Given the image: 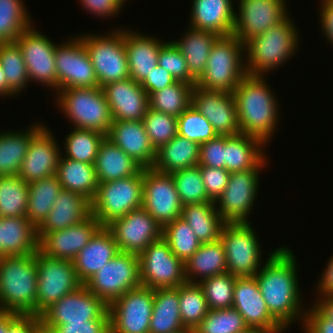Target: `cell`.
<instances>
[{"instance_id": "6da1fadb", "label": "cell", "mask_w": 333, "mask_h": 333, "mask_svg": "<svg viewBox=\"0 0 333 333\" xmlns=\"http://www.w3.org/2000/svg\"><path fill=\"white\" fill-rule=\"evenodd\" d=\"M265 264L255 274L262 297L271 316L286 330L293 322H304L306 308L302 307L293 251L286 246L271 251Z\"/></svg>"}, {"instance_id": "7a4b0ae2", "label": "cell", "mask_w": 333, "mask_h": 333, "mask_svg": "<svg viewBox=\"0 0 333 333\" xmlns=\"http://www.w3.org/2000/svg\"><path fill=\"white\" fill-rule=\"evenodd\" d=\"M265 80V76L247 74L233 94L240 133L255 136L267 145L279 124V104Z\"/></svg>"}, {"instance_id": "3957f363", "label": "cell", "mask_w": 333, "mask_h": 333, "mask_svg": "<svg viewBox=\"0 0 333 333\" xmlns=\"http://www.w3.org/2000/svg\"><path fill=\"white\" fill-rule=\"evenodd\" d=\"M37 283L36 253L0 257V310L37 316Z\"/></svg>"}, {"instance_id": "277c9868", "label": "cell", "mask_w": 333, "mask_h": 333, "mask_svg": "<svg viewBox=\"0 0 333 333\" xmlns=\"http://www.w3.org/2000/svg\"><path fill=\"white\" fill-rule=\"evenodd\" d=\"M291 19L288 15L266 32L244 43L245 66L249 75L265 76L285 64L299 49L298 28Z\"/></svg>"}, {"instance_id": "5b68a950", "label": "cell", "mask_w": 333, "mask_h": 333, "mask_svg": "<svg viewBox=\"0 0 333 333\" xmlns=\"http://www.w3.org/2000/svg\"><path fill=\"white\" fill-rule=\"evenodd\" d=\"M244 56V43L236 36H220L212 46L204 73L195 86L233 93L248 74Z\"/></svg>"}, {"instance_id": "8992f818", "label": "cell", "mask_w": 333, "mask_h": 333, "mask_svg": "<svg viewBox=\"0 0 333 333\" xmlns=\"http://www.w3.org/2000/svg\"><path fill=\"white\" fill-rule=\"evenodd\" d=\"M58 109L74 128L109 133L113 123L110 107L101 87H74L56 92Z\"/></svg>"}, {"instance_id": "52a82bcc", "label": "cell", "mask_w": 333, "mask_h": 333, "mask_svg": "<svg viewBox=\"0 0 333 333\" xmlns=\"http://www.w3.org/2000/svg\"><path fill=\"white\" fill-rule=\"evenodd\" d=\"M118 29L108 35L88 33L78 36L87 50L101 88L111 82L130 78L125 29Z\"/></svg>"}, {"instance_id": "ba28073f", "label": "cell", "mask_w": 333, "mask_h": 333, "mask_svg": "<svg viewBox=\"0 0 333 333\" xmlns=\"http://www.w3.org/2000/svg\"><path fill=\"white\" fill-rule=\"evenodd\" d=\"M143 169L127 178L98 183L97 193L91 202V214L102 226L142 208Z\"/></svg>"}, {"instance_id": "9c48e42d", "label": "cell", "mask_w": 333, "mask_h": 333, "mask_svg": "<svg viewBox=\"0 0 333 333\" xmlns=\"http://www.w3.org/2000/svg\"><path fill=\"white\" fill-rule=\"evenodd\" d=\"M251 223L225 224L220 241L226 254L227 272L236 277L255 276L265 264L262 248ZM263 262V263H262Z\"/></svg>"}, {"instance_id": "30bf717a", "label": "cell", "mask_w": 333, "mask_h": 333, "mask_svg": "<svg viewBox=\"0 0 333 333\" xmlns=\"http://www.w3.org/2000/svg\"><path fill=\"white\" fill-rule=\"evenodd\" d=\"M84 285L109 306L128 290L141 286L138 255L119 252Z\"/></svg>"}, {"instance_id": "8fae6325", "label": "cell", "mask_w": 333, "mask_h": 333, "mask_svg": "<svg viewBox=\"0 0 333 333\" xmlns=\"http://www.w3.org/2000/svg\"><path fill=\"white\" fill-rule=\"evenodd\" d=\"M37 316L52 304L83 285L76 274L73 261L57 259L36 252Z\"/></svg>"}, {"instance_id": "7c38bea8", "label": "cell", "mask_w": 333, "mask_h": 333, "mask_svg": "<svg viewBox=\"0 0 333 333\" xmlns=\"http://www.w3.org/2000/svg\"><path fill=\"white\" fill-rule=\"evenodd\" d=\"M138 257L142 286L166 289L187 282L184 262L173 254L163 238L152 242Z\"/></svg>"}, {"instance_id": "4fadbf2b", "label": "cell", "mask_w": 333, "mask_h": 333, "mask_svg": "<svg viewBox=\"0 0 333 333\" xmlns=\"http://www.w3.org/2000/svg\"><path fill=\"white\" fill-rule=\"evenodd\" d=\"M42 333H49L55 326L66 322H85L110 318L109 306L83 284L52 304L40 316Z\"/></svg>"}, {"instance_id": "5bb4252c", "label": "cell", "mask_w": 333, "mask_h": 333, "mask_svg": "<svg viewBox=\"0 0 333 333\" xmlns=\"http://www.w3.org/2000/svg\"><path fill=\"white\" fill-rule=\"evenodd\" d=\"M262 169L230 173L226 188L215 202L216 210L226 224L251 223L248 218L258 195Z\"/></svg>"}, {"instance_id": "9a60e30c", "label": "cell", "mask_w": 333, "mask_h": 333, "mask_svg": "<svg viewBox=\"0 0 333 333\" xmlns=\"http://www.w3.org/2000/svg\"><path fill=\"white\" fill-rule=\"evenodd\" d=\"M154 289L128 290L109 305L110 333H149Z\"/></svg>"}, {"instance_id": "2e32d148", "label": "cell", "mask_w": 333, "mask_h": 333, "mask_svg": "<svg viewBox=\"0 0 333 333\" xmlns=\"http://www.w3.org/2000/svg\"><path fill=\"white\" fill-rule=\"evenodd\" d=\"M182 207L172 175L143 168L142 208L162 228L182 215Z\"/></svg>"}, {"instance_id": "e0dca14e", "label": "cell", "mask_w": 333, "mask_h": 333, "mask_svg": "<svg viewBox=\"0 0 333 333\" xmlns=\"http://www.w3.org/2000/svg\"><path fill=\"white\" fill-rule=\"evenodd\" d=\"M26 64L29 82L47 85L58 91L55 67V42L34 29V24L25 30L15 41ZM56 89V90H55Z\"/></svg>"}, {"instance_id": "ac0fdd59", "label": "cell", "mask_w": 333, "mask_h": 333, "mask_svg": "<svg viewBox=\"0 0 333 333\" xmlns=\"http://www.w3.org/2000/svg\"><path fill=\"white\" fill-rule=\"evenodd\" d=\"M68 40L57 44L55 49L58 90L100 87L81 39L75 36Z\"/></svg>"}, {"instance_id": "d6986e66", "label": "cell", "mask_w": 333, "mask_h": 333, "mask_svg": "<svg viewBox=\"0 0 333 333\" xmlns=\"http://www.w3.org/2000/svg\"><path fill=\"white\" fill-rule=\"evenodd\" d=\"M120 252L139 255L147 246L162 238L163 228L143 208L130 211L106 226Z\"/></svg>"}, {"instance_id": "ffe728a7", "label": "cell", "mask_w": 333, "mask_h": 333, "mask_svg": "<svg viewBox=\"0 0 333 333\" xmlns=\"http://www.w3.org/2000/svg\"><path fill=\"white\" fill-rule=\"evenodd\" d=\"M238 5L232 34L242 43L266 32L289 14L286 0H239Z\"/></svg>"}, {"instance_id": "44dd1931", "label": "cell", "mask_w": 333, "mask_h": 333, "mask_svg": "<svg viewBox=\"0 0 333 333\" xmlns=\"http://www.w3.org/2000/svg\"><path fill=\"white\" fill-rule=\"evenodd\" d=\"M191 105L206 117L218 135L240 134L233 93L194 86L191 92Z\"/></svg>"}, {"instance_id": "7402d4cb", "label": "cell", "mask_w": 333, "mask_h": 333, "mask_svg": "<svg viewBox=\"0 0 333 333\" xmlns=\"http://www.w3.org/2000/svg\"><path fill=\"white\" fill-rule=\"evenodd\" d=\"M55 139L52 131L44 125L32 137L17 176L30 184L55 175L60 156L63 154Z\"/></svg>"}, {"instance_id": "603a6c76", "label": "cell", "mask_w": 333, "mask_h": 333, "mask_svg": "<svg viewBox=\"0 0 333 333\" xmlns=\"http://www.w3.org/2000/svg\"><path fill=\"white\" fill-rule=\"evenodd\" d=\"M233 308L249 328L283 333L285 329L271 316L255 276L236 277Z\"/></svg>"}, {"instance_id": "cb8c5ba5", "label": "cell", "mask_w": 333, "mask_h": 333, "mask_svg": "<svg viewBox=\"0 0 333 333\" xmlns=\"http://www.w3.org/2000/svg\"><path fill=\"white\" fill-rule=\"evenodd\" d=\"M101 227L91 214L79 224L44 234L38 241V250L52 258L73 261Z\"/></svg>"}, {"instance_id": "d4e9b609", "label": "cell", "mask_w": 333, "mask_h": 333, "mask_svg": "<svg viewBox=\"0 0 333 333\" xmlns=\"http://www.w3.org/2000/svg\"><path fill=\"white\" fill-rule=\"evenodd\" d=\"M113 121L143 120L149 109L148 94L131 78L111 82L102 87Z\"/></svg>"}, {"instance_id": "484cf974", "label": "cell", "mask_w": 333, "mask_h": 333, "mask_svg": "<svg viewBox=\"0 0 333 333\" xmlns=\"http://www.w3.org/2000/svg\"><path fill=\"white\" fill-rule=\"evenodd\" d=\"M143 168H152L156 150L146 133L143 120L113 121L106 136Z\"/></svg>"}, {"instance_id": "4316f807", "label": "cell", "mask_w": 333, "mask_h": 333, "mask_svg": "<svg viewBox=\"0 0 333 333\" xmlns=\"http://www.w3.org/2000/svg\"><path fill=\"white\" fill-rule=\"evenodd\" d=\"M119 252L113 234L102 226L73 260L79 281L85 284Z\"/></svg>"}, {"instance_id": "83f0119b", "label": "cell", "mask_w": 333, "mask_h": 333, "mask_svg": "<svg viewBox=\"0 0 333 333\" xmlns=\"http://www.w3.org/2000/svg\"><path fill=\"white\" fill-rule=\"evenodd\" d=\"M91 215V202L70 190H61L44 222L37 228L38 240L47 233L79 224Z\"/></svg>"}, {"instance_id": "f1b7e54d", "label": "cell", "mask_w": 333, "mask_h": 333, "mask_svg": "<svg viewBox=\"0 0 333 333\" xmlns=\"http://www.w3.org/2000/svg\"><path fill=\"white\" fill-rule=\"evenodd\" d=\"M192 3L190 28L219 36L232 35L236 13L232 0H193Z\"/></svg>"}, {"instance_id": "f546056e", "label": "cell", "mask_w": 333, "mask_h": 333, "mask_svg": "<svg viewBox=\"0 0 333 333\" xmlns=\"http://www.w3.org/2000/svg\"><path fill=\"white\" fill-rule=\"evenodd\" d=\"M134 31L125 29V49L130 78L141 83L158 65V55L165 41Z\"/></svg>"}, {"instance_id": "4dcf8cb0", "label": "cell", "mask_w": 333, "mask_h": 333, "mask_svg": "<svg viewBox=\"0 0 333 333\" xmlns=\"http://www.w3.org/2000/svg\"><path fill=\"white\" fill-rule=\"evenodd\" d=\"M265 146L267 145L255 136L242 133L225 135V169L232 173L263 168L267 162L265 151H262Z\"/></svg>"}, {"instance_id": "1f68e13d", "label": "cell", "mask_w": 333, "mask_h": 333, "mask_svg": "<svg viewBox=\"0 0 333 333\" xmlns=\"http://www.w3.org/2000/svg\"><path fill=\"white\" fill-rule=\"evenodd\" d=\"M94 167L98 183L134 176L143 169L107 137L100 144Z\"/></svg>"}, {"instance_id": "d6a6232c", "label": "cell", "mask_w": 333, "mask_h": 333, "mask_svg": "<svg viewBox=\"0 0 333 333\" xmlns=\"http://www.w3.org/2000/svg\"><path fill=\"white\" fill-rule=\"evenodd\" d=\"M37 228L27 217L1 218V257L38 251Z\"/></svg>"}, {"instance_id": "836d02e7", "label": "cell", "mask_w": 333, "mask_h": 333, "mask_svg": "<svg viewBox=\"0 0 333 333\" xmlns=\"http://www.w3.org/2000/svg\"><path fill=\"white\" fill-rule=\"evenodd\" d=\"M184 266L188 283H199L206 278L227 273L226 254L220 239L201 243Z\"/></svg>"}, {"instance_id": "e575fe53", "label": "cell", "mask_w": 333, "mask_h": 333, "mask_svg": "<svg viewBox=\"0 0 333 333\" xmlns=\"http://www.w3.org/2000/svg\"><path fill=\"white\" fill-rule=\"evenodd\" d=\"M199 153V144L177 134L170 142L156 150L152 168L162 173H172L195 167L198 165Z\"/></svg>"}, {"instance_id": "d590c367", "label": "cell", "mask_w": 333, "mask_h": 333, "mask_svg": "<svg viewBox=\"0 0 333 333\" xmlns=\"http://www.w3.org/2000/svg\"><path fill=\"white\" fill-rule=\"evenodd\" d=\"M185 32L182 38L172 41L185 57L190 75L197 81L204 73L212 46L220 36L190 27Z\"/></svg>"}, {"instance_id": "8d00e7d4", "label": "cell", "mask_w": 333, "mask_h": 333, "mask_svg": "<svg viewBox=\"0 0 333 333\" xmlns=\"http://www.w3.org/2000/svg\"><path fill=\"white\" fill-rule=\"evenodd\" d=\"M56 175L63 189L80 194L92 202L98 188L93 164L74 161L61 154Z\"/></svg>"}, {"instance_id": "74e56055", "label": "cell", "mask_w": 333, "mask_h": 333, "mask_svg": "<svg viewBox=\"0 0 333 333\" xmlns=\"http://www.w3.org/2000/svg\"><path fill=\"white\" fill-rule=\"evenodd\" d=\"M43 126L36 123L24 131H0V176L18 175L32 137Z\"/></svg>"}, {"instance_id": "f35d334b", "label": "cell", "mask_w": 333, "mask_h": 333, "mask_svg": "<svg viewBox=\"0 0 333 333\" xmlns=\"http://www.w3.org/2000/svg\"><path fill=\"white\" fill-rule=\"evenodd\" d=\"M181 217L189 224L200 243L220 239L221 230L226 224L216 210L215 202L184 205Z\"/></svg>"}, {"instance_id": "ab89813d", "label": "cell", "mask_w": 333, "mask_h": 333, "mask_svg": "<svg viewBox=\"0 0 333 333\" xmlns=\"http://www.w3.org/2000/svg\"><path fill=\"white\" fill-rule=\"evenodd\" d=\"M182 329L178 287L154 289L149 333H172Z\"/></svg>"}, {"instance_id": "60d3db41", "label": "cell", "mask_w": 333, "mask_h": 333, "mask_svg": "<svg viewBox=\"0 0 333 333\" xmlns=\"http://www.w3.org/2000/svg\"><path fill=\"white\" fill-rule=\"evenodd\" d=\"M29 198L26 217L38 228L51 211L62 187L57 175L28 184Z\"/></svg>"}, {"instance_id": "b9f144b4", "label": "cell", "mask_w": 333, "mask_h": 333, "mask_svg": "<svg viewBox=\"0 0 333 333\" xmlns=\"http://www.w3.org/2000/svg\"><path fill=\"white\" fill-rule=\"evenodd\" d=\"M28 184L19 176H0V217H26Z\"/></svg>"}, {"instance_id": "7bdbcfd3", "label": "cell", "mask_w": 333, "mask_h": 333, "mask_svg": "<svg viewBox=\"0 0 333 333\" xmlns=\"http://www.w3.org/2000/svg\"><path fill=\"white\" fill-rule=\"evenodd\" d=\"M193 87L191 84L176 81L163 90L148 94L149 108L178 117L191 105Z\"/></svg>"}, {"instance_id": "ee69618b", "label": "cell", "mask_w": 333, "mask_h": 333, "mask_svg": "<svg viewBox=\"0 0 333 333\" xmlns=\"http://www.w3.org/2000/svg\"><path fill=\"white\" fill-rule=\"evenodd\" d=\"M23 0H0V43L15 42L33 25Z\"/></svg>"}, {"instance_id": "f6af8a7d", "label": "cell", "mask_w": 333, "mask_h": 333, "mask_svg": "<svg viewBox=\"0 0 333 333\" xmlns=\"http://www.w3.org/2000/svg\"><path fill=\"white\" fill-rule=\"evenodd\" d=\"M105 137V134L97 131L74 128L64 139L63 156L94 165L100 144Z\"/></svg>"}, {"instance_id": "bcb514c9", "label": "cell", "mask_w": 333, "mask_h": 333, "mask_svg": "<svg viewBox=\"0 0 333 333\" xmlns=\"http://www.w3.org/2000/svg\"><path fill=\"white\" fill-rule=\"evenodd\" d=\"M178 293L182 324L194 330L209 311L203 290L198 283L186 282L178 286Z\"/></svg>"}, {"instance_id": "7dc6e473", "label": "cell", "mask_w": 333, "mask_h": 333, "mask_svg": "<svg viewBox=\"0 0 333 333\" xmlns=\"http://www.w3.org/2000/svg\"><path fill=\"white\" fill-rule=\"evenodd\" d=\"M0 66L5 73L8 88L17 95L29 83L23 54L16 42L0 43Z\"/></svg>"}, {"instance_id": "c3c4849f", "label": "cell", "mask_w": 333, "mask_h": 333, "mask_svg": "<svg viewBox=\"0 0 333 333\" xmlns=\"http://www.w3.org/2000/svg\"><path fill=\"white\" fill-rule=\"evenodd\" d=\"M162 238L170 246L173 254L184 263L201 245L189 224L181 216L163 227Z\"/></svg>"}, {"instance_id": "681fc988", "label": "cell", "mask_w": 333, "mask_h": 333, "mask_svg": "<svg viewBox=\"0 0 333 333\" xmlns=\"http://www.w3.org/2000/svg\"><path fill=\"white\" fill-rule=\"evenodd\" d=\"M182 205L213 202L208 198L199 165L170 173Z\"/></svg>"}, {"instance_id": "f907efd6", "label": "cell", "mask_w": 333, "mask_h": 333, "mask_svg": "<svg viewBox=\"0 0 333 333\" xmlns=\"http://www.w3.org/2000/svg\"><path fill=\"white\" fill-rule=\"evenodd\" d=\"M235 282L236 276L227 272L206 278L198 283L203 290L209 310L233 306Z\"/></svg>"}, {"instance_id": "816d5d0a", "label": "cell", "mask_w": 333, "mask_h": 333, "mask_svg": "<svg viewBox=\"0 0 333 333\" xmlns=\"http://www.w3.org/2000/svg\"><path fill=\"white\" fill-rule=\"evenodd\" d=\"M249 327L233 307L209 310L194 333H242Z\"/></svg>"}, {"instance_id": "f5cc1de1", "label": "cell", "mask_w": 333, "mask_h": 333, "mask_svg": "<svg viewBox=\"0 0 333 333\" xmlns=\"http://www.w3.org/2000/svg\"><path fill=\"white\" fill-rule=\"evenodd\" d=\"M177 134L199 145L218 136L206 117L192 105L177 117Z\"/></svg>"}, {"instance_id": "db71d44e", "label": "cell", "mask_w": 333, "mask_h": 333, "mask_svg": "<svg viewBox=\"0 0 333 333\" xmlns=\"http://www.w3.org/2000/svg\"><path fill=\"white\" fill-rule=\"evenodd\" d=\"M143 123L155 150L170 142L177 135V117L149 108L143 118Z\"/></svg>"}, {"instance_id": "11a10c76", "label": "cell", "mask_w": 333, "mask_h": 333, "mask_svg": "<svg viewBox=\"0 0 333 333\" xmlns=\"http://www.w3.org/2000/svg\"><path fill=\"white\" fill-rule=\"evenodd\" d=\"M158 65L168 71L175 81L185 82L193 86L196 80L190 75L187 69L185 57L173 41H166L158 55Z\"/></svg>"}, {"instance_id": "9f6ffc18", "label": "cell", "mask_w": 333, "mask_h": 333, "mask_svg": "<svg viewBox=\"0 0 333 333\" xmlns=\"http://www.w3.org/2000/svg\"><path fill=\"white\" fill-rule=\"evenodd\" d=\"M225 135L200 144L199 166L225 169Z\"/></svg>"}, {"instance_id": "6f0895ef", "label": "cell", "mask_w": 333, "mask_h": 333, "mask_svg": "<svg viewBox=\"0 0 333 333\" xmlns=\"http://www.w3.org/2000/svg\"><path fill=\"white\" fill-rule=\"evenodd\" d=\"M208 198L216 202L226 188L230 173L226 169L199 166Z\"/></svg>"}, {"instance_id": "680465c9", "label": "cell", "mask_w": 333, "mask_h": 333, "mask_svg": "<svg viewBox=\"0 0 333 333\" xmlns=\"http://www.w3.org/2000/svg\"><path fill=\"white\" fill-rule=\"evenodd\" d=\"M49 333H110V318L66 322V324L55 326Z\"/></svg>"}, {"instance_id": "91938a15", "label": "cell", "mask_w": 333, "mask_h": 333, "mask_svg": "<svg viewBox=\"0 0 333 333\" xmlns=\"http://www.w3.org/2000/svg\"><path fill=\"white\" fill-rule=\"evenodd\" d=\"M304 333H333V321L327 319L314 305L308 309L303 322Z\"/></svg>"}, {"instance_id": "94428289", "label": "cell", "mask_w": 333, "mask_h": 333, "mask_svg": "<svg viewBox=\"0 0 333 333\" xmlns=\"http://www.w3.org/2000/svg\"><path fill=\"white\" fill-rule=\"evenodd\" d=\"M175 82V79L168 71L157 65L140 84L147 94H152Z\"/></svg>"}, {"instance_id": "6125c7cd", "label": "cell", "mask_w": 333, "mask_h": 333, "mask_svg": "<svg viewBox=\"0 0 333 333\" xmlns=\"http://www.w3.org/2000/svg\"><path fill=\"white\" fill-rule=\"evenodd\" d=\"M83 9L93 15L96 14L98 17H107L120 13L123 7V2L121 0H79Z\"/></svg>"}, {"instance_id": "be15d7a7", "label": "cell", "mask_w": 333, "mask_h": 333, "mask_svg": "<svg viewBox=\"0 0 333 333\" xmlns=\"http://www.w3.org/2000/svg\"><path fill=\"white\" fill-rule=\"evenodd\" d=\"M7 333H42L40 317L36 315H20L8 327Z\"/></svg>"}, {"instance_id": "e7e4bbea", "label": "cell", "mask_w": 333, "mask_h": 333, "mask_svg": "<svg viewBox=\"0 0 333 333\" xmlns=\"http://www.w3.org/2000/svg\"><path fill=\"white\" fill-rule=\"evenodd\" d=\"M320 6L322 32H324L327 42L333 44V0H322Z\"/></svg>"}, {"instance_id": "03108f58", "label": "cell", "mask_w": 333, "mask_h": 333, "mask_svg": "<svg viewBox=\"0 0 333 333\" xmlns=\"http://www.w3.org/2000/svg\"><path fill=\"white\" fill-rule=\"evenodd\" d=\"M323 270L320 280L316 284L317 294L319 296H333V256H331L326 268Z\"/></svg>"}, {"instance_id": "003e7915", "label": "cell", "mask_w": 333, "mask_h": 333, "mask_svg": "<svg viewBox=\"0 0 333 333\" xmlns=\"http://www.w3.org/2000/svg\"><path fill=\"white\" fill-rule=\"evenodd\" d=\"M313 304L327 319L333 321V296H318Z\"/></svg>"}, {"instance_id": "a7ac6f4b", "label": "cell", "mask_w": 333, "mask_h": 333, "mask_svg": "<svg viewBox=\"0 0 333 333\" xmlns=\"http://www.w3.org/2000/svg\"><path fill=\"white\" fill-rule=\"evenodd\" d=\"M21 314L0 310V333H7L8 327L20 316Z\"/></svg>"}, {"instance_id": "89a4df30", "label": "cell", "mask_w": 333, "mask_h": 333, "mask_svg": "<svg viewBox=\"0 0 333 333\" xmlns=\"http://www.w3.org/2000/svg\"><path fill=\"white\" fill-rule=\"evenodd\" d=\"M0 96L8 97L14 96V93L8 88L5 73L0 66Z\"/></svg>"}, {"instance_id": "2644e50d", "label": "cell", "mask_w": 333, "mask_h": 333, "mask_svg": "<svg viewBox=\"0 0 333 333\" xmlns=\"http://www.w3.org/2000/svg\"><path fill=\"white\" fill-rule=\"evenodd\" d=\"M242 333H274V332L265 331V330L256 329V328H248L246 331H244Z\"/></svg>"}, {"instance_id": "8c879c8a", "label": "cell", "mask_w": 333, "mask_h": 333, "mask_svg": "<svg viewBox=\"0 0 333 333\" xmlns=\"http://www.w3.org/2000/svg\"><path fill=\"white\" fill-rule=\"evenodd\" d=\"M172 333H194V330L188 329V328H184L182 330H178V331L172 332Z\"/></svg>"}, {"instance_id": "753ad0ef", "label": "cell", "mask_w": 333, "mask_h": 333, "mask_svg": "<svg viewBox=\"0 0 333 333\" xmlns=\"http://www.w3.org/2000/svg\"><path fill=\"white\" fill-rule=\"evenodd\" d=\"M0 257H1V217H0Z\"/></svg>"}]
</instances>
